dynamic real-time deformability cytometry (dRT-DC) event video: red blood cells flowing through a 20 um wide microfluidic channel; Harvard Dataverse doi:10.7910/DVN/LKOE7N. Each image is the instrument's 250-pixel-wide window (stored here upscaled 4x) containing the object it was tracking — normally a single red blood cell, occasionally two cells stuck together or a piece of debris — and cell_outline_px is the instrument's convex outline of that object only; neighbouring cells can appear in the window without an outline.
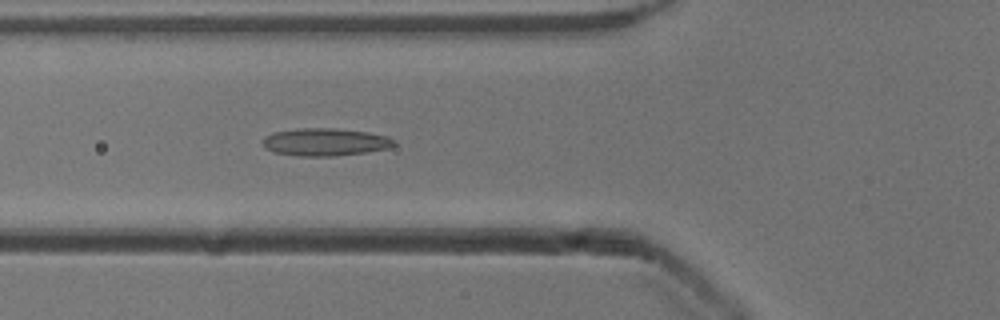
{"species": "common noctule bat (a hibernating species)", "species_latin": "Nyctalus noctula", "temperature_condition": "cold", "stored_images_in_passage": 12, "camera_frame_rate_fps": 3000, "um_per_image_px": 0.085, "animal": {"sex": "male", "body_mass_g": 13.3}, "frame": {"image": 1, "passage_image": 6, "time_ms": 1.667, "image_size_px": [1000, 320], "cell_outline_px": [[396, 144], [388, 148], [364, 152], [332, 156], [296, 156], [272, 152], [264, 148], [260, 144], [260, 140], [264, 136], [272, 132], [304, 128], [336, 128], [368, 132], [388, 136], [396, 140]], "centroid_in_image_um": [27.57, 12.07], "position_along_channel_um": 98.2, "area_um2": 21.44}}
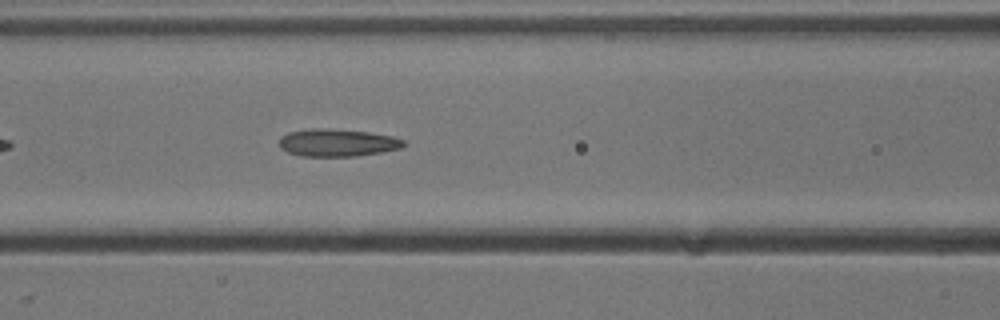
{"frame": {"image": 2, "passage_image": 9, "time_ms": 2.667, "image_size_px": [1000, 320], "cell_outline_px": [[408, 144], [400, 148], [380, 152], [356, 156], [300, 156], [288, 152], [280, 148], [280, 136], [288, 132], [312, 128], [324, 128], [368, 132], [392, 136], [404, 140]], "centroid_in_image_um": [28.67, 12.13], "position_along_channel_um": 137.9, "area_um2": 19.94}}